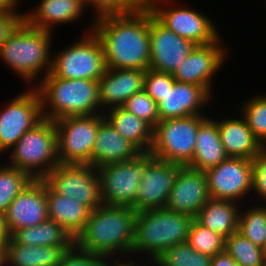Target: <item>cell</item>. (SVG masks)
<instances>
[{"instance_id":"obj_1","label":"cell","mask_w":266,"mask_h":266,"mask_svg":"<svg viewBox=\"0 0 266 266\" xmlns=\"http://www.w3.org/2000/svg\"><path fill=\"white\" fill-rule=\"evenodd\" d=\"M95 20L92 30L102 44L107 68L149 69L150 8L145 2L132 12Z\"/></svg>"},{"instance_id":"obj_2","label":"cell","mask_w":266,"mask_h":266,"mask_svg":"<svg viewBox=\"0 0 266 266\" xmlns=\"http://www.w3.org/2000/svg\"><path fill=\"white\" fill-rule=\"evenodd\" d=\"M137 211L131 206L106 205L89 214L75 245L84 251L108 258L115 253H130L134 243Z\"/></svg>"},{"instance_id":"obj_3","label":"cell","mask_w":266,"mask_h":266,"mask_svg":"<svg viewBox=\"0 0 266 266\" xmlns=\"http://www.w3.org/2000/svg\"><path fill=\"white\" fill-rule=\"evenodd\" d=\"M43 77L40 85L38 83L35 86L40 95L43 118L55 121L68 116H90L105 112L96 111L101 107L98 81L62 79L51 72ZM47 106L51 109L48 112Z\"/></svg>"},{"instance_id":"obj_4","label":"cell","mask_w":266,"mask_h":266,"mask_svg":"<svg viewBox=\"0 0 266 266\" xmlns=\"http://www.w3.org/2000/svg\"><path fill=\"white\" fill-rule=\"evenodd\" d=\"M51 37V31L33 27L24 20L0 47V59L26 82H32L44 69L43 76L51 71Z\"/></svg>"},{"instance_id":"obj_5","label":"cell","mask_w":266,"mask_h":266,"mask_svg":"<svg viewBox=\"0 0 266 266\" xmlns=\"http://www.w3.org/2000/svg\"><path fill=\"white\" fill-rule=\"evenodd\" d=\"M193 219L167 208L137 212L132 254L146 252L155 261L166 249L187 241Z\"/></svg>"},{"instance_id":"obj_6","label":"cell","mask_w":266,"mask_h":266,"mask_svg":"<svg viewBox=\"0 0 266 266\" xmlns=\"http://www.w3.org/2000/svg\"><path fill=\"white\" fill-rule=\"evenodd\" d=\"M12 149L8 166L24 171L32 179H44L59 164L55 122L43 118Z\"/></svg>"},{"instance_id":"obj_7","label":"cell","mask_w":266,"mask_h":266,"mask_svg":"<svg viewBox=\"0 0 266 266\" xmlns=\"http://www.w3.org/2000/svg\"><path fill=\"white\" fill-rule=\"evenodd\" d=\"M205 115H190L159 121L153 128L150 154L158 159L186 166L193 158L196 135Z\"/></svg>"},{"instance_id":"obj_8","label":"cell","mask_w":266,"mask_h":266,"mask_svg":"<svg viewBox=\"0 0 266 266\" xmlns=\"http://www.w3.org/2000/svg\"><path fill=\"white\" fill-rule=\"evenodd\" d=\"M104 114L55 120L59 164L92 166V151Z\"/></svg>"},{"instance_id":"obj_9","label":"cell","mask_w":266,"mask_h":266,"mask_svg":"<svg viewBox=\"0 0 266 266\" xmlns=\"http://www.w3.org/2000/svg\"><path fill=\"white\" fill-rule=\"evenodd\" d=\"M90 33L51 59L50 72L55 77L98 81L104 75L107 66L103 47L94 32Z\"/></svg>"},{"instance_id":"obj_10","label":"cell","mask_w":266,"mask_h":266,"mask_svg":"<svg viewBox=\"0 0 266 266\" xmlns=\"http://www.w3.org/2000/svg\"><path fill=\"white\" fill-rule=\"evenodd\" d=\"M152 157L150 153H140L132 160L98 167L103 204L134 208L143 166Z\"/></svg>"},{"instance_id":"obj_11","label":"cell","mask_w":266,"mask_h":266,"mask_svg":"<svg viewBox=\"0 0 266 266\" xmlns=\"http://www.w3.org/2000/svg\"><path fill=\"white\" fill-rule=\"evenodd\" d=\"M43 180L57 194L76 199L91 211L103 205L100 179L94 166L58 164Z\"/></svg>"},{"instance_id":"obj_12","label":"cell","mask_w":266,"mask_h":266,"mask_svg":"<svg viewBox=\"0 0 266 266\" xmlns=\"http://www.w3.org/2000/svg\"><path fill=\"white\" fill-rule=\"evenodd\" d=\"M42 119L41 99L36 88L11 99L0 112V152L12 148Z\"/></svg>"},{"instance_id":"obj_13","label":"cell","mask_w":266,"mask_h":266,"mask_svg":"<svg viewBox=\"0 0 266 266\" xmlns=\"http://www.w3.org/2000/svg\"><path fill=\"white\" fill-rule=\"evenodd\" d=\"M159 2L170 0H144L153 15L169 30L178 36L194 42L196 45H207L216 42L220 37L213 22L205 15L189 8L176 6L162 9Z\"/></svg>"},{"instance_id":"obj_14","label":"cell","mask_w":266,"mask_h":266,"mask_svg":"<svg viewBox=\"0 0 266 266\" xmlns=\"http://www.w3.org/2000/svg\"><path fill=\"white\" fill-rule=\"evenodd\" d=\"M251 159L229 157L205 173L211 198L237 202L252 190Z\"/></svg>"},{"instance_id":"obj_15","label":"cell","mask_w":266,"mask_h":266,"mask_svg":"<svg viewBox=\"0 0 266 266\" xmlns=\"http://www.w3.org/2000/svg\"><path fill=\"white\" fill-rule=\"evenodd\" d=\"M182 164L152 157L144 166L134 209L137 212L165 208Z\"/></svg>"},{"instance_id":"obj_16","label":"cell","mask_w":266,"mask_h":266,"mask_svg":"<svg viewBox=\"0 0 266 266\" xmlns=\"http://www.w3.org/2000/svg\"><path fill=\"white\" fill-rule=\"evenodd\" d=\"M196 46L169 30L150 10V69L173 74Z\"/></svg>"},{"instance_id":"obj_17","label":"cell","mask_w":266,"mask_h":266,"mask_svg":"<svg viewBox=\"0 0 266 266\" xmlns=\"http://www.w3.org/2000/svg\"><path fill=\"white\" fill-rule=\"evenodd\" d=\"M219 40L220 38L211 44L197 45L175 69L172 74L175 81L196 84L213 96L212 76L222 66L225 54L227 55Z\"/></svg>"},{"instance_id":"obj_18","label":"cell","mask_w":266,"mask_h":266,"mask_svg":"<svg viewBox=\"0 0 266 266\" xmlns=\"http://www.w3.org/2000/svg\"><path fill=\"white\" fill-rule=\"evenodd\" d=\"M4 215L10 235L17 229L36 226L47 220L46 182L33 179L14 198Z\"/></svg>"},{"instance_id":"obj_19","label":"cell","mask_w":266,"mask_h":266,"mask_svg":"<svg viewBox=\"0 0 266 266\" xmlns=\"http://www.w3.org/2000/svg\"><path fill=\"white\" fill-rule=\"evenodd\" d=\"M210 198L205 171L183 165L165 208L195 218Z\"/></svg>"},{"instance_id":"obj_20","label":"cell","mask_w":266,"mask_h":266,"mask_svg":"<svg viewBox=\"0 0 266 266\" xmlns=\"http://www.w3.org/2000/svg\"><path fill=\"white\" fill-rule=\"evenodd\" d=\"M211 97L201 86L175 81L157 103L160 121L201 115L200 107L208 104Z\"/></svg>"},{"instance_id":"obj_21","label":"cell","mask_w":266,"mask_h":266,"mask_svg":"<svg viewBox=\"0 0 266 266\" xmlns=\"http://www.w3.org/2000/svg\"><path fill=\"white\" fill-rule=\"evenodd\" d=\"M144 75V70L107 68L98 80L102 108L122 107L127 99L143 90Z\"/></svg>"},{"instance_id":"obj_22","label":"cell","mask_w":266,"mask_h":266,"mask_svg":"<svg viewBox=\"0 0 266 266\" xmlns=\"http://www.w3.org/2000/svg\"><path fill=\"white\" fill-rule=\"evenodd\" d=\"M140 152L104 117L99 122L92 151V166L98 168L106 164L134 159Z\"/></svg>"},{"instance_id":"obj_23","label":"cell","mask_w":266,"mask_h":266,"mask_svg":"<svg viewBox=\"0 0 266 266\" xmlns=\"http://www.w3.org/2000/svg\"><path fill=\"white\" fill-rule=\"evenodd\" d=\"M223 147L229 157L253 159L265 147L254 136L246 120L226 118L217 121Z\"/></svg>"},{"instance_id":"obj_24","label":"cell","mask_w":266,"mask_h":266,"mask_svg":"<svg viewBox=\"0 0 266 266\" xmlns=\"http://www.w3.org/2000/svg\"><path fill=\"white\" fill-rule=\"evenodd\" d=\"M48 219L54 220L76 239L84 230L91 210L71 197L57 194L46 183Z\"/></svg>"},{"instance_id":"obj_25","label":"cell","mask_w":266,"mask_h":266,"mask_svg":"<svg viewBox=\"0 0 266 266\" xmlns=\"http://www.w3.org/2000/svg\"><path fill=\"white\" fill-rule=\"evenodd\" d=\"M228 158L220 139L217 121L206 118L199 125L193 158L186 166L206 171Z\"/></svg>"},{"instance_id":"obj_26","label":"cell","mask_w":266,"mask_h":266,"mask_svg":"<svg viewBox=\"0 0 266 266\" xmlns=\"http://www.w3.org/2000/svg\"><path fill=\"white\" fill-rule=\"evenodd\" d=\"M85 7V0H41L35 11L24 14V19L33 27L52 31L54 24L78 19Z\"/></svg>"},{"instance_id":"obj_27","label":"cell","mask_w":266,"mask_h":266,"mask_svg":"<svg viewBox=\"0 0 266 266\" xmlns=\"http://www.w3.org/2000/svg\"><path fill=\"white\" fill-rule=\"evenodd\" d=\"M74 245L33 246L15 243L5 246L7 266H56L63 254Z\"/></svg>"},{"instance_id":"obj_28","label":"cell","mask_w":266,"mask_h":266,"mask_svg":"<svg viewBox=\"0 0 266 266\" xmlns=\"http://www.w3.org/2000/svg\"><path fill=\"white\" fill-rule=\"evenodd\" d=\"M106 113V114H105ZM104 117L116 131L140 153H149L153 142V128L122 107L111 108Z\"/></svg>"},{"instance_id":"obj_29","label":"cell","mask_w":266,"mask_h":266,"mask_svg":"<svg viewBox=\"0 0 266 266\" xmlns=\"http://www.w3.org/2000/svg\"><path fill=\"white\" fill-rule=\"evenodd\" d=\"M230 200L210 198L195 219L204 227L227 238L238 231L239 207Z\"/></svg>"},{"instance_id":"obj_30","label":"cell","mask_w":266,"mask_h":266,"mask_svg":"<svg viewBox=\"0 0 266 266\" xmlns=\"http://www.w3.org/2000/svg\"><path fill=\"white\" fill-rule=\"evenodd\" d=\"M10 238L23 245H75V239L54 220L47 219L36 226L15 230Z\"/></svg>"},{"instance_id":"obj_31","label":"cell","mask_w":266,"mask_h":266,"mask_svg":"<svg viewBox=\"0 0 266 266\" xmlns=\"http://www.w3.org/2000/svg\"><path fill=\"white\" fill-rule=\"evenodd\" d=\"M225 251L238 266H264L266 263V250L238 231L225 238Z\"/></svg>"},{"instance_id":"obj_32","label":"cell","mask_w":266,"mask_h":266,"mask_svg":"<svg viewBox=\"0 0 266 266\" xmlns=\"http://www.w3.org/2000/svg\"><path fill=\"white\" fill-rule=\"evenodd\" d=\"M239 212L238 232L266 250V207L259 206Z\"/></svg>"},{"instance_id":"obj_33","label":"cell","mask_w":266,"mask_h":266,"mask_svg":"<svg viewBox=\"0 0 266 266\" xmlns=\"http://www.w3.org/2000/svg\"><path fill=\"white\" fill-rule=\"evenodd\" d=\"M153 262L157 266H211V256L201 254L183 242L166 249Z\"/></svg>"},{"instance_id":"obj_34","label":"cell","mask_w":266,"mask_h":266,"mask_svg":"<svg viewBox=\"0 0 266 266\" xmlns=\"http://www.w3.org/2000/svg\"><path fill=\"white\" fill-rule=\"evenodd\" d=\"M186 242L195 251L211 257L225 251V237L204 227L195 218L191 222Z\"/></svg>"},{"instance_id":"obj_35","label":"cell","mask_w":266,"mask_h":266,"mask_svg":"<svg viewBox=\"0 0 266 266\" xmlns=\"http://www.w3.org/2000/svg\"><path fill=\"white\" fill-rule=\"evenodd\" d=\"M33 179L24 171L11 167H0V213L5 214L14 198Z\"/></svg>"},{"instance_id":"obj_36","label":"cell","mask_w":266,"mask_h":266,"mask_svg":"<svg viewBox=\"0 0 266 266\" xmlns=\"http://www.w3.org/2000/svg\"><path fill=\"white\" fill-rule=\"evenodd\" d=\"M243 117L254 136L266 146V96L253 97L245 102Z\"/></svg>"},{"instance_id":"obj_37","label":"cell","mask_w":266,"mask_h":266,"mask_svg":"<svg viewBox=\"0 0 266 266\" xmlns=\"http://www.w3.org/2000/svg\"><path fill=\"white\" fill-rule=\"evenodd\" d=\"M122 108L142 119L152 128L160 121L158 105L144 89L127 99Z\"/></svg>"},{"instance_id":"obj_38","label":"cell","mask_w":266,"mask_h":266,"mask_svg":"<svg viewBox=\"0 0 266 266\" xmlns=\"http://www.w3.org/2000/svg\"><path fill=\"white\" fill-rule=\"evenodd\" d=\"M175 82L172 74L147 69L144 75L143 89L158 103L168 89H171Z\"/></svg>"},{"instance_id":"obj_39","label":"cell","mask_w":266,"mask_h":266,"mask_svg":"<svg viewBox=\"0 0 266 266\" xmlns=\"http://www.w3.org/2000/svg\"><path fill=\"white\" fill-rule=\"evenodd\" d=\"M86 6L94 7V19L116 14H125L137 9L144 0H85Z\"/></svg>"},{"instance_id":"obj_40","label":"cell","mask_w":266,"mask_h":266,"mask_svg":"<svg viewBox=\"0 0 266 266\" xmlns=\"http://www.w3.org/2000/svg\"><path fill=\"white\" fill-rule=\"evenodd\" d=\"M107 259L104 255L89 253L74 245L63 254L56 266H103Z\"/></svg>"},{"instance_id":"obj_41","label":"cell","mask_w":266,"mask_h":266,"mask_svg":"<svg viewBox=\"0 0 266 266\" xmlns=\"http://www.w3.org/2000/svg\"><path fill=\"white\" fill-rule=\"evenodd\" d=\"M252 191L266 199V149L252 159Z\"/></svg>"},{"instance_id":"obj_42","label":"cell","mask_w":266,"mask_h":266,"mask_svg":"<svg viewBox=\"0 0 266 266\" xmlns=\"http://www.w3.org/2000/svg\"><path fill=\"white\" fill-rule=\"evenodd\" d=\"M16 9L0 12V47L8 40L15 30L25 20L24 13L19 14Z\"/></svg>"},{"instance_id":"obj_43","label":"cell","mask_w":266,"mask_h":266,"mask_svg":"<svg viewBox=\"0 0 266 266\" xmlns=\"http://www.w3.org/2000/svg\"><path fill=\"white\" fill-rule=\"evenodd\" d=\"M211 266H238V265L226 251H223L211 257Z\"/></svg>"},{"instance_id":"obj_44","label":"cell","mask_w":266,"mask_h":266,"mask_svg":"<svg viewBox=\"0 0 266 266\" xmlns=\"http://www.w3.org/2000/svg\"><path fill=\"white\" fill-rule=\"evenodd\" d=\"M10 233L6 226L5 215L0 213V245H7Z\"/></svg>"},{"instance_id":"obj_45","label":"cell","mask_w":266,"mask_h":266,"mask_svg":"<svg viewBox=\"0 0 266 266\" xmlns=\"http://www.w3.org/2000/svg\"><path fill=\"white\" fill-rule=\"evenodd\" d=\"M20 0H0V12L14 10Z\"/></svg>"},{"instance_id":"obj_46","label":"cell","mask_w":266,"mask_h":266,"mask_svg":"<svg viewBox=\"0 0 266 266\" xmlns=\"http://www.w3.org/2000/svg\"><path fill=\"white\" fill-rule=\"evenodd\" d=\"M5 246L6 245H0V266L6 265Z\"/></svg>"},{"instance_id":"obj_47","label":"cell","mask_w":266,"mask_h":266,"mask_svg":"<svg viewBox=\"0 0 266 266\" xmlns=\"http://www.w3.org/2000/svg\"><path fill=\"white\" fill-rule=\"evenodd\" d=\"M127 261H125V262H122L121 261V266H135V263H134V261H132L131 260V262L130 263H126ZM134 264V265H133ZM136 266H138V265H136Z\"/></svg>"},{"instance_id":"obj_48","label":"cell","mask_w":266,"mask_h":266,"mask_svg":"<svg viewBox=\"0 0 266 266\" xmlns=\"http://www.w3.org/2000/svg\"><path fill=\"white\" fill-rule=\"evenodd\" d=\"M103 266H121V262L119 261V262L115 263V265H114V264H112V263L110 264L106 261Z\"/></svg>"}]
</instances>
